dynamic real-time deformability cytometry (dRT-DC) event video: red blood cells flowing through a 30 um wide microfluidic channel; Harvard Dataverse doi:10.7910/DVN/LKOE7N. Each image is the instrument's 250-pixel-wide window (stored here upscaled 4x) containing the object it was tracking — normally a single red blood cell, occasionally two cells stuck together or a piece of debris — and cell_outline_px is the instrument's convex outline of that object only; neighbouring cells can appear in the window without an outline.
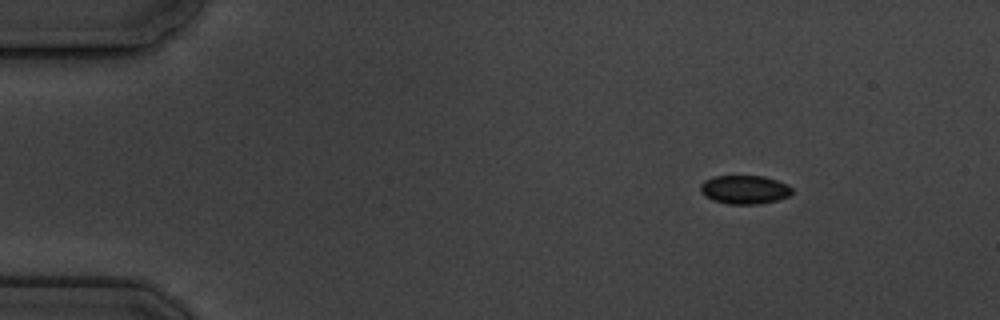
{"species": "common noctule bat (a hibernating species)", "species_latin": "Nyctalus noctula", "temperature_condition": "cold", "stored_images_in_passage": 4, "camera_frame_rate_fps": 3000, "um_per_image_px": 0.085, "animal": {"sex": "male", "body_mass_g": 19.5, "forearm_length_mm": 54.6}, "frame": {"image": 1, "passage_image": 1, "time_ms": 0.0, "image_size_px": [1000, 320], "cell_outline_px": [[792, 192], [788, 196], [776, 200], [756, 204], [728, 204], [712, 200], [704, 196], [700, 192], [700, 184], [704, 180], [712, 176], [764, 176], [788, 184], [792, 188]], "centroid_in_image_um": [63.24, 16.11], "position_along_channel_um": 21.8, "area_um2": 15.37}}
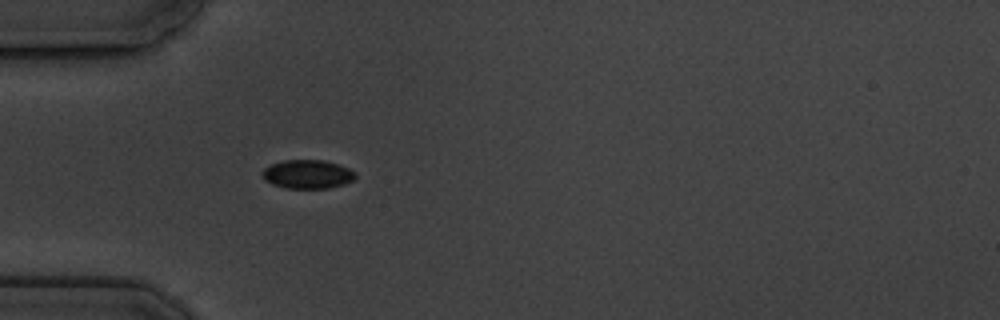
{"frame": {"image": 2, "passage_image": 4, "time_ms": 3.333, "image_size_px": [1000, 320], "cell_outline_px": [[356, 176], [352, 180], [344, 184], [328, 188], [288, 188], [272, 184], [264, 180], [260, 172], [264, 168], [272, 164], [284, 160], [324, 160], [348, 168], [356, 172]], "centroid_in_image_um": [26.11, 14.81], "position_along_channel_um": 58.9, "area_um2": 15.55}}